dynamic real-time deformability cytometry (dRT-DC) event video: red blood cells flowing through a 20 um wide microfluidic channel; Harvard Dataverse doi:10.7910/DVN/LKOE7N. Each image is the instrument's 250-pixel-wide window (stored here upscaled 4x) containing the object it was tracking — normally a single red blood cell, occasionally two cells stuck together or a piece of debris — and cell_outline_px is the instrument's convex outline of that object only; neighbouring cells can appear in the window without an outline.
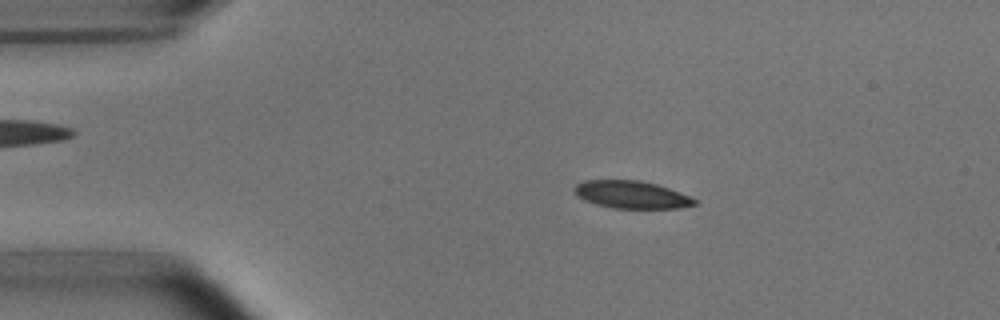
{"species": "common noctule bat (a hibernating species)", "species_latin": "Nyctalus noctula", "temperature_condition": "room temperature", "stored_images_in_passage": 13, "camera_frame_rate_fps": 3000, "um_per_image_px": 0.085, "animal": {"sex": "male", "body_mass_g": 15.6}, "frame": {"image": 1, "passage_image": 2, "time_ms": 1.333, "image_size_px": [1000, 320], "cell_outline_px": [[696, 204], [680, 208], [612, 208], [596, 204], [584, 200], [572, 188], [576, 184], [584, 180], [640, 180], [656, 184], [668, 188], [688, 196], [696, 200]], "centroid_in_image_um": [53.65, 16.54], "position_along_channel_um": 31.4, "area_um2": 19.07}}
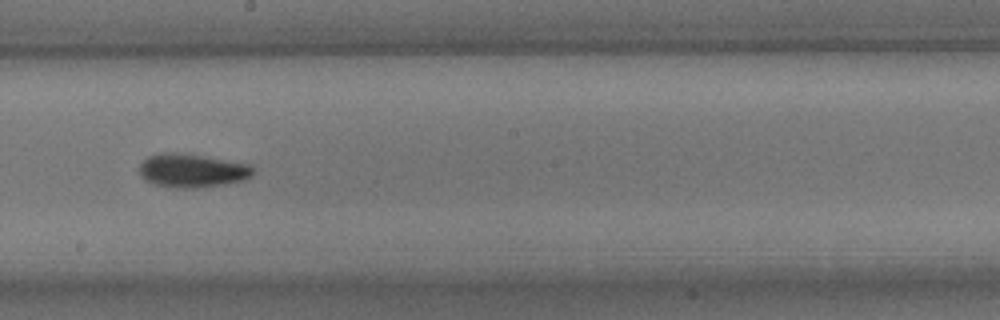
{"frame": {"image": 2, "passage_image": 7, "time_ms": 8.0, "image_size_px": [1000, 320], "cell_outline_px": [[256, 172], [252, 176], [244, 180], [224, 184], [196, 188], [180, 188], [152, 184], [144, 180], [140, 176], [140, 164], [148, 156], [160, 152], [176, 152], [204, 156], [248, 164], [256, 168]], "centroid_in_image_um": [16.33, 14.5], "position_along_channel_um": 231.9, "area_um2": 22.48}}
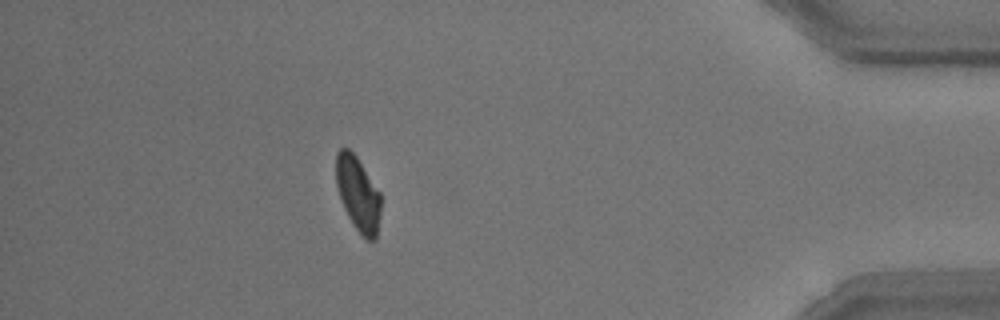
{"frame": {"image": 3, "passage_image": 12, "time_ms": 14.0, "image_size_px": [1000, 320], "cell_outline_px": [[380, 216], [376, 240], [368, 240], [352, 224], [344, 208], [336, 184], [336, 152], [340, 148], [348, 148], [356, 156], [380, 192]], "centroid_in_image_um": [30.43, 16.47], "position_along_channel_um": 404.8, "area_um2": 19.25}, "authors_computed_cell_mechanics": {"area_um2": 20.1722, "velocity_mm_per_s": 3.6636, "shape_relaxation_time_tau1_ms": 1.9893, "shape_relaxation_time_tau2_ms": null, "deformation_change_tau1": 0.081, "deformation_change_tau2": null}}